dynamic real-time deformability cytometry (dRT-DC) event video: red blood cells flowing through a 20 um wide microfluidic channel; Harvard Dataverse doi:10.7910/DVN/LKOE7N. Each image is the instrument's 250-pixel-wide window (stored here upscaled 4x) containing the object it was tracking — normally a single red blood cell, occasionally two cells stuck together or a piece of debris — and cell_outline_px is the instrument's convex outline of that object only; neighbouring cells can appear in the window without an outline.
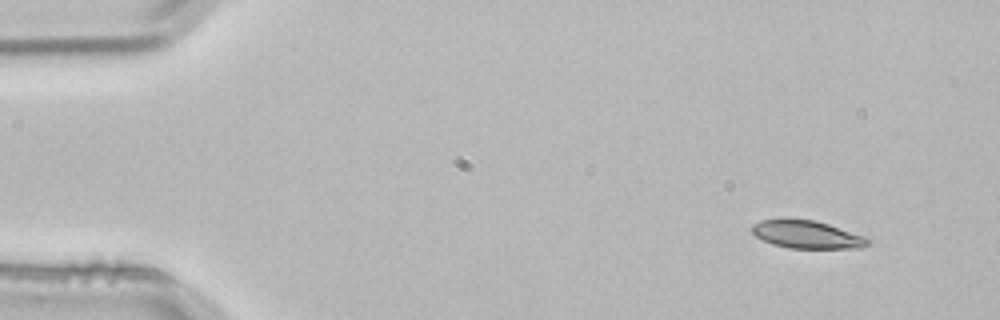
{"species": "common noctule bat (a hibernating species)", "species_latin": "Nyctalus noctula", "temperature_condition": "room temperature", "stored_images_in_passage": 4, "camera_frame_rate_fps": 3000, "um_per_image_px": 0.085, "animal": {"sex": "male", "body_mass_g": 21.5, "forearm_length_mm": 52.0}, "frame": {"image": 1, "passage_image": 1, "time_ms": 0.0, "image_size_px": [1000, 320], "cell_outline_px": [[872, 240], [868, 244], [860, 248], [788, 248], [772, 244], [756, 236], [752, 232], [752, 224], [760, 220], [816, 220], [864, 236]], "centroid_in_image_um": [68.6, 19.95], "position_along_channel_um": 16.4, "area_um2": 18.5}}